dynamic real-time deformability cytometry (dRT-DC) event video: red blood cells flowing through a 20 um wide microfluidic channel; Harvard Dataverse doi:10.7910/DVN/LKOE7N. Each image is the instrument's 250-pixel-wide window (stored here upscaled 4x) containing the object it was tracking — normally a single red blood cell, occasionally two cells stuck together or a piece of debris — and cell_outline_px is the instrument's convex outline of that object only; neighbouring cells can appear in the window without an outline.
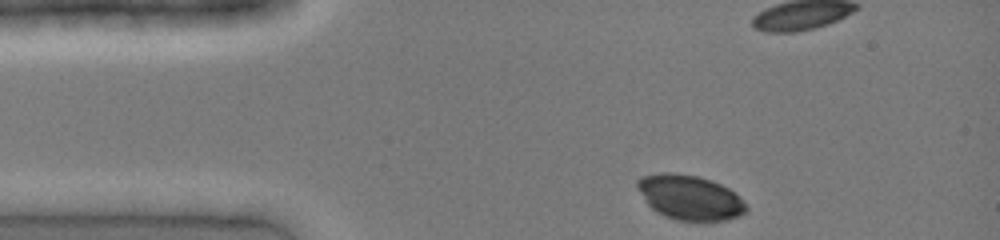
{"species": "common noctule bat (a hibernating species)", "species_latin": "Nyctalus noctula", "temperature_condition": "cold", "stored_images_in_passage": 32, "camera_frame_rate_fps": 3000, "um_per_image_px": 0.085, "animal": {"sex": "female", "body_mass_g": 19.0, "forearm_length_mm": 51.5}, "frame": {"image": 1, "passage_image": 1, "time_ms": 0.0, "image_size_px": [1000, 240], "cell_outline_px": [[748, 208], [740, 216], [728, 220], [708, 224], [704, 224], [676, 220], [656, 212], [648, 204], [636, 188], [636, 180], [640, 176], [664, 172], [672, 172], [696, 176], [712, 180], [736, 192]], "centroid_in_image_um": [58.65, 16.82], "position_along_channel_um": 26.4, "area_um2": 29.25}}
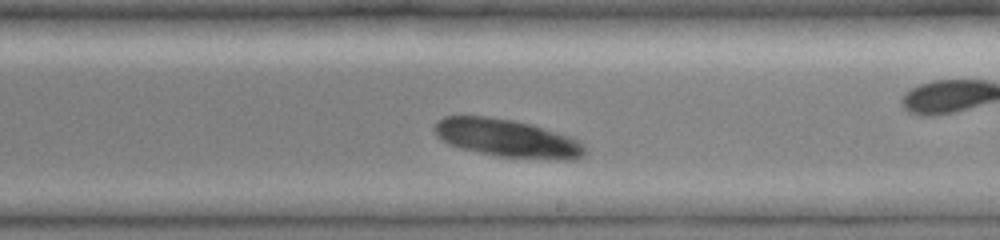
{"frame": {"image": 2, "passage_image": 19, "time_ms": 6.0, "image_size_px": [1000, 240], "cell_outline_px": [[588, 152], [584, 156], [568, 160], [564, 160], [500, 156], [460, 148], [448, 144], [436, 136], [432, 128], [444, 116], [484, 116], [512, 120], [532, 124], [568, 136], [584, 144]], "centroid_in_image_um": [43.11, 11.75], "position_along_channel_um": 245.9, "area_um2": 33.06}}